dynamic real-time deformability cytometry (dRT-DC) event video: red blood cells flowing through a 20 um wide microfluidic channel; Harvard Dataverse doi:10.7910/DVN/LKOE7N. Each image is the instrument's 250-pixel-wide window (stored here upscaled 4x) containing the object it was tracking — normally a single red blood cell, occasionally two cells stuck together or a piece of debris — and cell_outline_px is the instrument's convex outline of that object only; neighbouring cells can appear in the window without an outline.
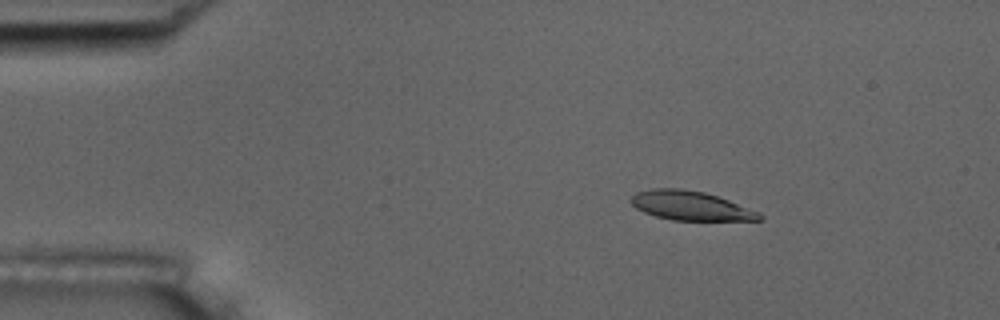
{"species": "common noctule bat (a hibernating species)", "species_latin": "Nyctalus noctula", "temperature_condition": "room temperature", "stored_images_in_passage": 5, "camera_frame_rate_fps": 3000, "um_per_image_px": 0.085, "animal": {"sex": "male", "body_mass_g": 17.5, "forearm_length_mm": 52.3}, "frame": {"image": 1, "passage_image": 3, "time_ms": 2.333, "image_size_px": [1000, 320], "cell_outline_px": [[764, 220], [672, 220], [656, 216], [644, 212], [636, 208], [628, 200], [636, 192], [652, 188], [680, 188], [704, 192], [728, 200], [760, 212], [764, 216]], "centroid_in_image_um": [58.69, 17.48], "position_along_channel_um": 26.3, "area_um2": 21.85}}